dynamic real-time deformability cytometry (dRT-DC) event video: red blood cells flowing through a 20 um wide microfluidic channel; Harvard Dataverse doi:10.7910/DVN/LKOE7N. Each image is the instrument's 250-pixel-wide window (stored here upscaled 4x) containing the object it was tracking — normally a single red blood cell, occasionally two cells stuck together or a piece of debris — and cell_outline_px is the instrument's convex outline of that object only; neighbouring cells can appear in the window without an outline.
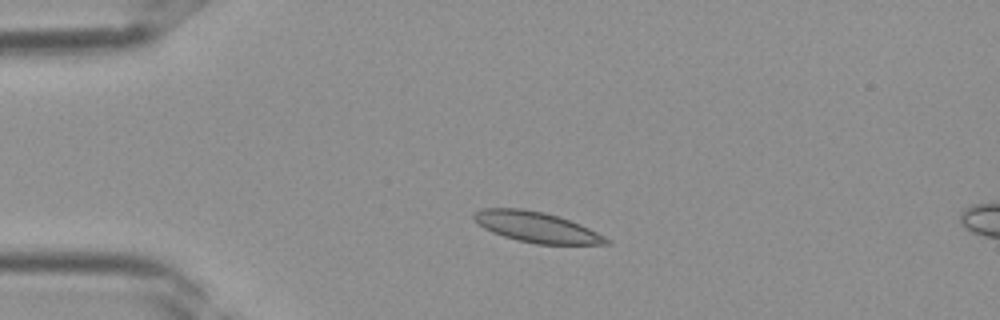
{"species": "Egyptian fruit bat (a non-hibernating species)", "species_latin": "Rousettus aegyptiacus", "temperature_condition": "room temperature", "stored_images_in_passage": 30, "camera_frame_rate_fps": 3000, "um_per_image_px": 0.085, "frame": {"image": 1, "passage_image": 1, "time_ms": 0.0, "image_size_px": [1000, 320], "cell_outline_px": [[612, 244], [536, 244], [504, 236], [492, 232], [484, 228], [472, 216], [472, 212], [480, 208], [524, 208], [544, 212], [560, 216], [580, 224], [612, 240]], "centroid_in_image_um": [45.61, 19.29], "position_along_channel_um": 39.4, "area_um2": 23.52}}
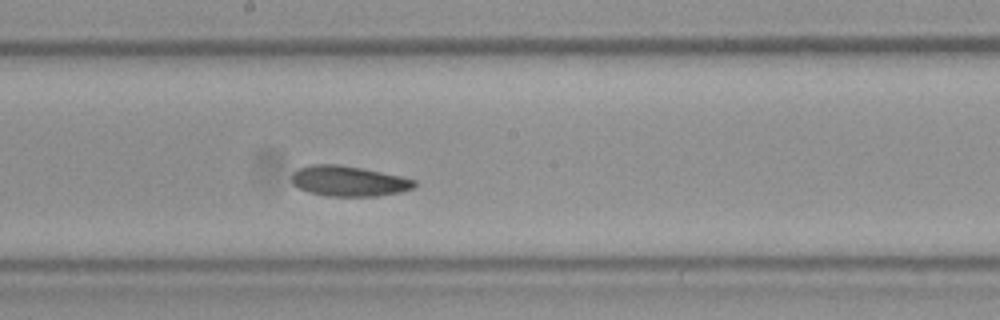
{"frame": {"image": 2, "passage_image": 13, "time_ms": 4.0, "image_size_px": [1000, 320], "cell_outline_px": [[416, 184], [412, 188], [400, 192], [376, 196], [328, 196], [308, 192], [292, 184], [292, 172], [296, 168], [312, 164], [340, 164], [400, 176], [416, 180]], "centroid_in_image_um": [29.59, 15.38], "position_along_channel_um": 218.6, "area_um2": 21.68}}
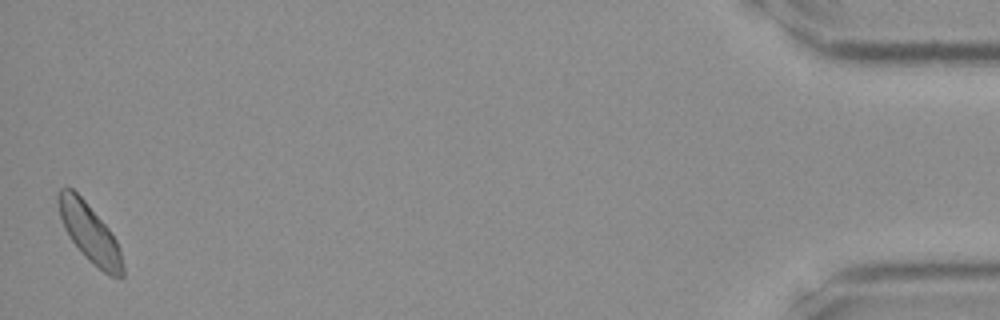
{"frame": {"image": 3, "passage_image": 30, "time_ms": 9.667, "image_size_px": [1000, 320], "cell_outline_px": [[124, 276], [108, 276], [88, 260], [72, 240], [64, 228], [60, 216], [56, 200], [56, 196], [60, 188], [72, 188], [84, 200], [112, 232], [120, 248], [124, 268]], "centroid_in_image_um": [7.62, 19.8], "position_along_channel_um": 427.6, "area_um2": 21.79}}